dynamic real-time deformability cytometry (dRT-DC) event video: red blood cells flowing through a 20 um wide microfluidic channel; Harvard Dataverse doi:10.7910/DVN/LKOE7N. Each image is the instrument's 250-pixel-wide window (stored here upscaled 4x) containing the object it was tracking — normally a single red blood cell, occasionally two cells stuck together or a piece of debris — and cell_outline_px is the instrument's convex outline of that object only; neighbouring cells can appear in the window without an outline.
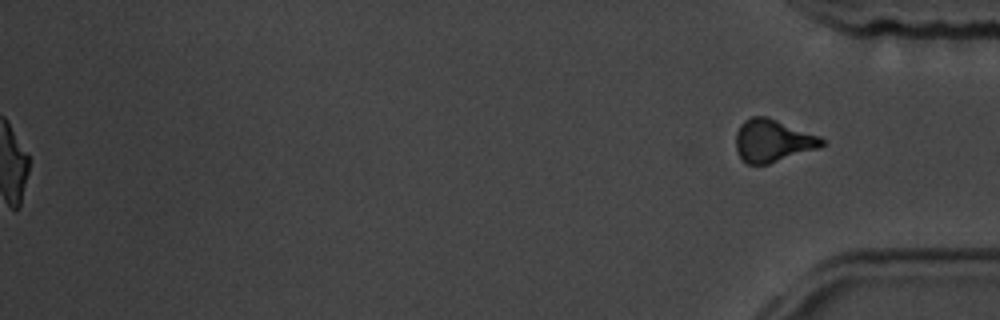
{"species": "common noctule bat (a hibernating species)", "species_latin": "Nyctalus noctula", "temperature_condition": "room temperature", "stored_images_in_passage": 16, "segment_of_instrument_passage": [2, 2], "camera_frame_rate_fps": 3000, "um_per_image_px": 0.085, "animal": {"sex": "male", "body_mass_g": 19.5, "forearm_length_mm": 54.6}, "frame": {"image": 1, "passage_image": 16, "time_ms": 5.0, "image_size_px": [1000, 320], "cell_outline_px": [[824, 144], [820, 148], [768, 164], [748, 164], [740, 156], [736, 148], [736, 132], [740, 124], [744, 120], [752, 116], [768, 116], [820, 136], [824, 140]], "centroid_in_image_um": [65.69, 11.94], "position_along_channel_um": 369.5, "area_um2": 21.39}}